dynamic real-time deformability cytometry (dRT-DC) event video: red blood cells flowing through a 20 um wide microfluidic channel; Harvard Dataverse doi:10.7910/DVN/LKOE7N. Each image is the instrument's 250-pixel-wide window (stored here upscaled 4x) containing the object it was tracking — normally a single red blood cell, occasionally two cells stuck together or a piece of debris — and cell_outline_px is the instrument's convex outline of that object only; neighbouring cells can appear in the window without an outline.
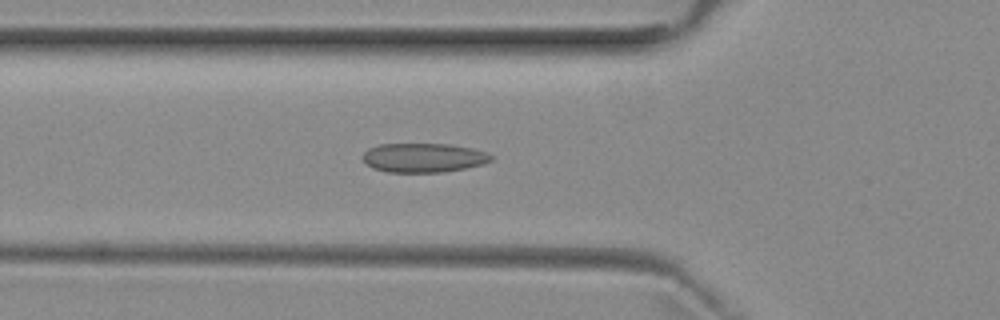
{"species": "common noctule bat (a hibernating species)", "species_latin": "Nyctalus noctula", "temperature_condition": "room temperature", "stored_images_in_passage": 28, "camera_frame_rate_fps": 3000, "um_per_image_px": 0.085, "animal": {"sex": "female", "body_mass_g": 29.2, "forearm_length_mm": 56.3}, "frame": {"image": 1, "passage_image": 18, "time_ms": 5.667, "image_size_px": [1000, 320], "cell_outline_px": [[492, 160], [484, 164], [444, 172], [388, 172], [372, 168], [364, 160], [364, 152], [368, 148], [380, 144], [448, 144], [472, 148], [488, 152], [492, 156]], "centroid_in_image_um": [36.02, 13.4], "position_along_channel_um": 89.8, "area_um2": 21.79}}
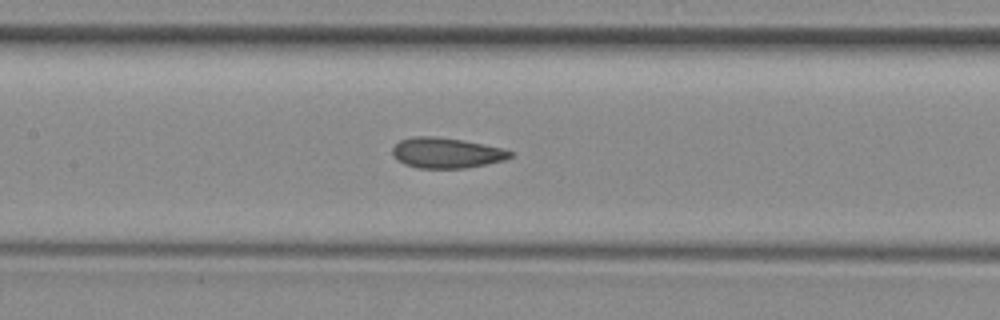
{"frame": {"image": 2, "passage_image": 24, "time_ms": 7.667, "image_size_px": [1000, 320], "cell_outline_px": [[516, 152], [512, 156], [504, 160], [468, 168], [416, 168], [404, 164], [396, 160], [392, 152], [392, 148], [400, 140], [416, 136], [432, 136], [460, 140], [500, 148]], "centroid_in_image_um": [37.92, 13.01], "position_along_channel_um": 169.5, "area_um2": 20.75}}
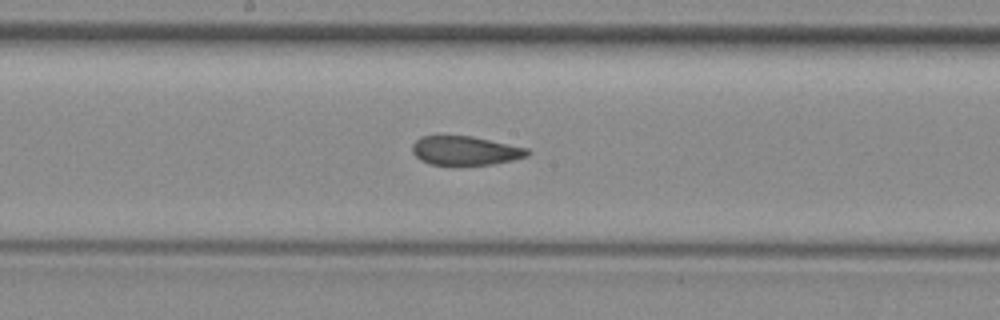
{"frame": {"image": 3, "passage_image": 27, "time_ms": 8.667, "image_size_px": [1000, 320], "cell_outline_px": [[532, 152], [528, 156], [512, 160], [492, 164], [428, 164], [420, 160], [412, 152], [412, 144], [420, 136], [472, 136], [528, 148]], "centroid_in_image_um": [39.55, 12.79], "position_along_channel_um": 208.6, "area_um2": 19.36}}